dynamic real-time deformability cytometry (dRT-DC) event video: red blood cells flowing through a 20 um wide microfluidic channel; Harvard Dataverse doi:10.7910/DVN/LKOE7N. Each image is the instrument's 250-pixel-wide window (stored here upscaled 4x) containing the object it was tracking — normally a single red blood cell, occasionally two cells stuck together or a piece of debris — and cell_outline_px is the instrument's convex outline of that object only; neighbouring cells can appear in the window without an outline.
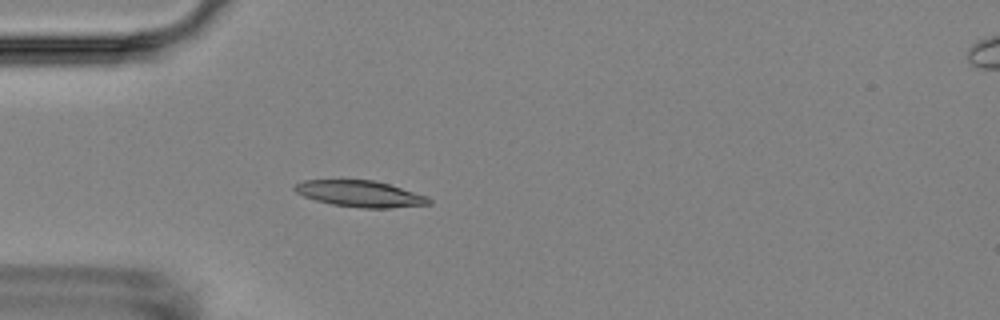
{"species": "Egyptian fruit bat (a non-hibernating species)", "species_latin": "Rousettus aegyptiacus", "temperature_condition": "room temperature", "stored_images_in_passage": 4, "camera_frame_rate_fps": 3000, "um_per_image_px": 0.085, "animal": {"sex": "female"}, "frame": {"image": 1, "passage_image": 4, "time_ms": 3.333, "image_size_px": [1000, 320], "cell_outline_px": [[432, 204], [392, 208], [360, 208], [332, 204], [316, 200], [304, 196], [296, 192], [292, 188], [296, 184], [304, 180], [372, 180], [388, 184], [428, 196], [432, 200]], "centroid_in_image_um": [30.64, 16.48], "position_along_channel_um": 54.4, "area_um2": 20.52}}